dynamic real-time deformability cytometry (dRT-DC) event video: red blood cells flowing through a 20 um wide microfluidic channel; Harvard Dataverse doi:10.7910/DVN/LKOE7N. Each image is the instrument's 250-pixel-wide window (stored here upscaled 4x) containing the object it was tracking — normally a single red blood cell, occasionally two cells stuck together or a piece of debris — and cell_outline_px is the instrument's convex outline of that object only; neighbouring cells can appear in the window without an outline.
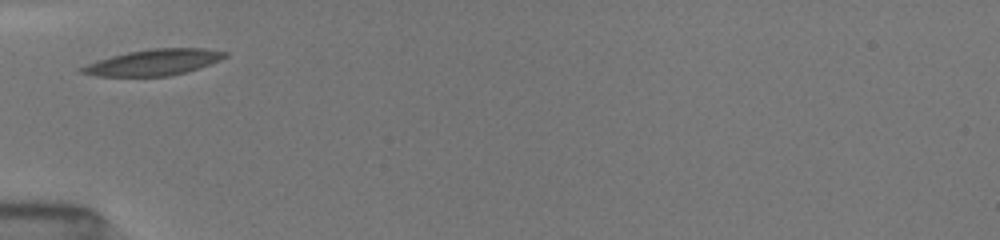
{"species": "common noctule bat (a hibernating species)", "species_latin": "Nyctalus noctula", "temperature_condition": "room temperature", "stored_images_in_passage": 15, "camera_frame_rate_fps": 3000, "um_per_image_px": 0.085, "animal": {"sex": "female", "body_mass_g": 19.5, "forearm_length_mm": 54.1}, "frame": {"image": 1, "passage_image": 1, "time_ms": 0.0, "image_size_px": [1000, 240], "cell_outline_px": [[228, 56], [220, 60], [184, 72], [168, 76], [96, 76], [80, 72], [76, 68], [112, 56], [128, 52], [152, 48], [204, 48], [228, 52]], "centroid_in_image_um": [13.05, 5.29], "position_along_channel_um": 71.9, "area_um2": 21.44}}
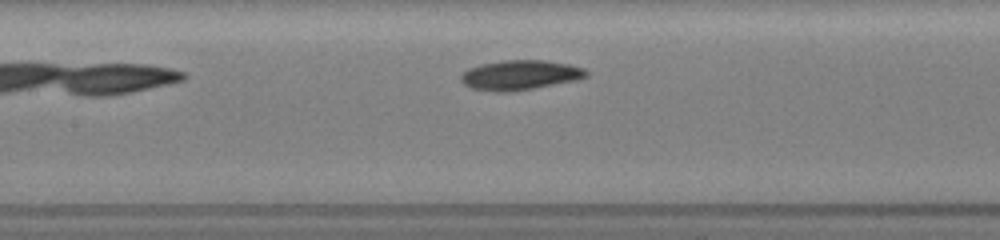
{"frame": {"image": 2, "passage_image": 7, "time_ms": 2.333, "image_size_px": [1000, 240], "cell_outline_px": [[588, 76], [576, 80], [532, 88], [508, 92], [492, 92], [472, 88], [464, 84], [460, 80], [460, 76], [468, 68], [480, 64], [504, 60], [544, 60], [568, 64], [584, 68], [588, 72]], "centroid_in_image_um": [44.18, 6.37], "position_along_channel_um": 163.2, "area_um2": 21.68}}
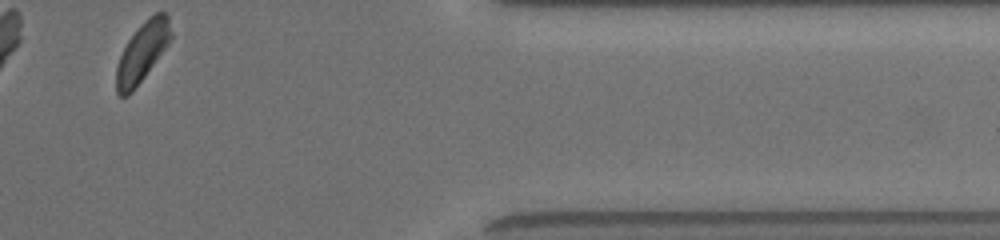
{"frame": {"image": 3, "passage_image": 15, "time_ms": 9.0, "image_size_px": [1000, 240], "cell_outline_px": [[172, 40], [132, 92], [128, 96], [120, 96], [116, 92], [116, 68], [120, 56], [128, 40], [140, 24], [148, 16], [156, 12], [164, 12], [168, 16], [172, 32]], "centroid_in_image_um": [12.11, 4.4], "position_along_channel_um": 399.3, "area_um2": 18.96}, "authors_computed_cell_mechanics": {"area_um2": 21.0392, "velocity_mm_per_s": 3.9437, "shape_relaxation_time_tau1_ms": 2.1221, "shape_relaxation_time_tau2_ms": 6.7546, "deformation_change_tau1": 0.0997, "deformation_change_tau2": 0.146}}